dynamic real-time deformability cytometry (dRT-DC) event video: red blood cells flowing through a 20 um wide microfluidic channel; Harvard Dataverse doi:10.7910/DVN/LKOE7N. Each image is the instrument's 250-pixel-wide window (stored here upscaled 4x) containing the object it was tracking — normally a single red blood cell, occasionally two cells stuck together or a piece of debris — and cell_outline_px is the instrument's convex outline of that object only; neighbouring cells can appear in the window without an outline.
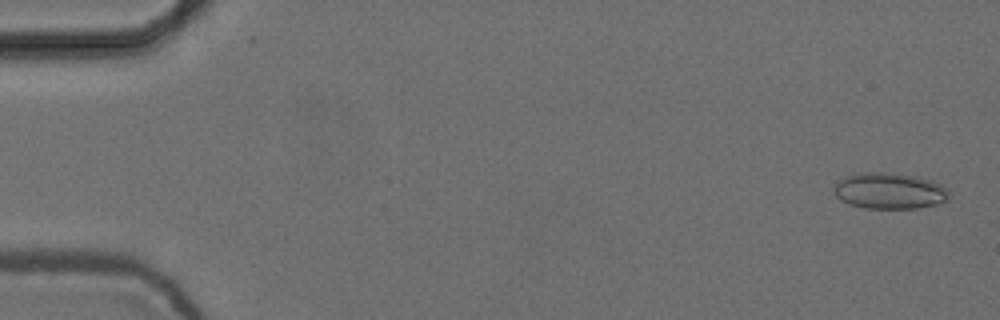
{"species": "common noctule bat (a hibernating species)", "species_latin": "Nyctalus noctula", "temperature_condition": "cold", "stored_images_in_passage": 6, "camera_frame_rate_fps": 3000, "um_per_image_px": 0.085, "animal": {"sex": "female", "body_mass_g": 24.6, "forearm_length_mm": 56.2}, "frame": {"image": 1, "passage_image": 1, "time_ms": 0.0, "image_size_px": [1000, 320], "cell_outline_px": [[948, 200], [936, 204], [916, 208], [864, 208], [840, 200], [832, 192], [832, 188], [840, 180], [848, 176], [860, 172], [892, 172], [916, 176], [932, 180], [940, 184], [948, 192]], "centroid_in_image_um": [75.58, 16.21], "position_along_channel_um": 9.4, "area_um2": 24.22}}
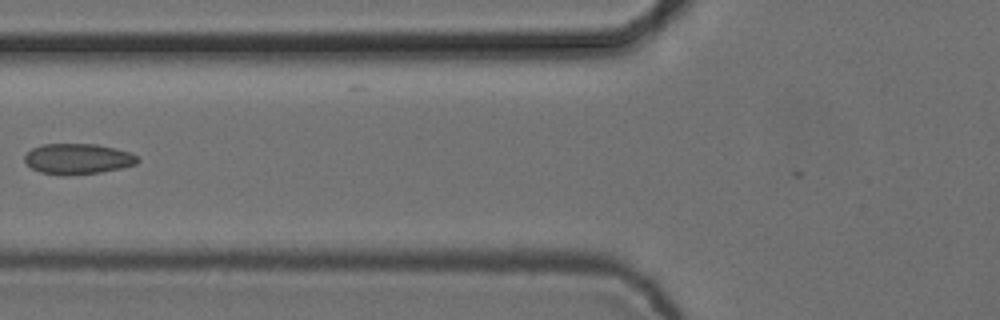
{"frame": {"image": 2, "passage_image": 6, "time_ms": 1.667, "image_size_px": [1000, 320], "cell_outline_px": [[140, 160], [136, 164], [120, 168], [100, 172], [64, 176], [60, 176], [40, 172], [32, 168], [24, 160], [24, 156], [32, 148], [44, 144], [96, 144], [116, 148], [128, 152], [136, 156]], "centroid_in_image_um": [6.6, 13.51], "position_along_channel_um": 119.2, "area_um2": 20.11}}